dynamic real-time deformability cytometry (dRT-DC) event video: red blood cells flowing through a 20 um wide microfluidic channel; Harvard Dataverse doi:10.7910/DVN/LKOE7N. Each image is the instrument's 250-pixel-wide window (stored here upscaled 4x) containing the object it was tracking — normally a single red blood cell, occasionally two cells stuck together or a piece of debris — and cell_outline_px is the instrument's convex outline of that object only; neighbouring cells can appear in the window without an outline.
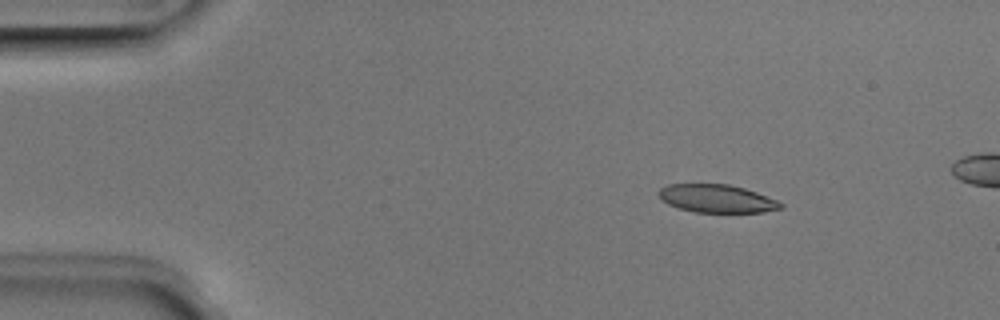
{"species": "Egyptian fruit bat (a non-hibernating species)", "species_latin": "Rousettus aegyptiacus", "temperature_condition": "room temperature", "stored_images_in_passage": 14, "camera_frame_rate_fps": 3000, "um_per_image_px": 0.085, "animal": {"sex": "male"}, "frame": {"image": 1, "passage_image": 5, "time_ms": 1.333, "image_size_px": [1000, 320], "cell_outline_px": [[784, 204], [780, 208], [764, 212], [696, 212], [680, 208], [668, 204], [660, 200], [656, 192], [660, 188], [668, 184], [728, 184], [744, 188], [756, 192], [776, 200]], "centroid_in_image_um": [60.87, 16.87], "position_along_channel_um": 24.1, "area_um2": 19.88}}